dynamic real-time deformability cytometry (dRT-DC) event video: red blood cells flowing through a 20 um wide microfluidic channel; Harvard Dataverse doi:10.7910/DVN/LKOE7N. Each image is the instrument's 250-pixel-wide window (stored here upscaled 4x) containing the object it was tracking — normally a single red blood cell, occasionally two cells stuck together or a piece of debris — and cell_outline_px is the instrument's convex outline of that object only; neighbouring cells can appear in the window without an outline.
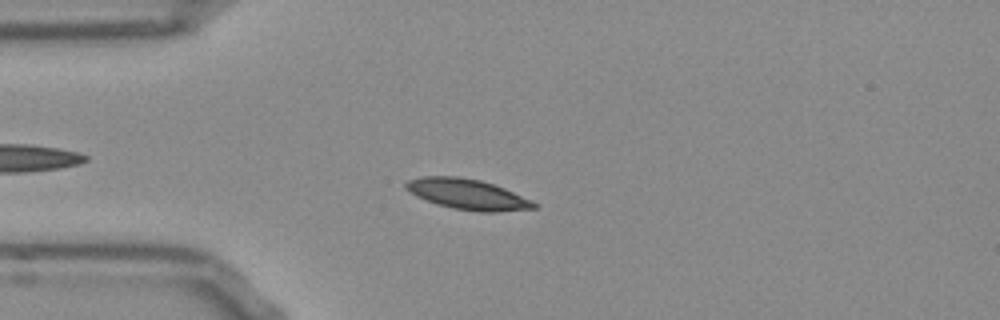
{"species": "Egyptian fruit bat (a non-hibernating species)", "species_latin": "Rousettus aegyptiacus", "temperature_condition": "room temperature", "stored_images_in_passage": 52, "camera_frame_rate_fps": 3000, "um_per_image_px": 0.085, "frame": {"image": 1, "passage_image": 13, "time_ms": 4.0, "image_size_px": [1000, 320], "cell_outline_px": [[536, 208], [496, 212], [480, 212], [452, 208], [436, 204], [416, 196], [404, 188], [404, 184], [408, 180], [424, 176], [456, 176], [480, 180], [504, 188], [532, 200], [536, 204]], "centroid_in_image_um": [39.71, 16.51], "position_along_channel_um": 45.3, "area_um2": 22.66}}
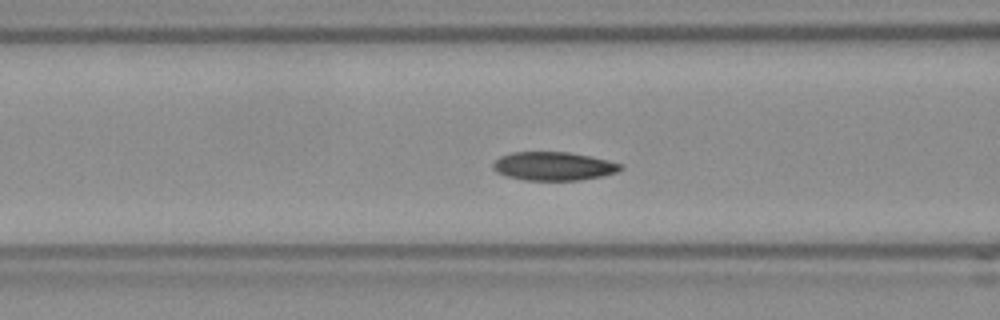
{"frame": {"image": 2, "passage_image": 20, "time_ms": 6.333, "image_size_px": [1000, 320], "cell_outline_px": [[624, 168], [616, 172], [600, 176], [580, 180], [524, 180], [508, 176], [496, 172], [492, 168], [492, 164], [500, 156], [512, 152], [568, 152], [608, 160], [624, 164]], "centroid_in_image_um": [47.05, 14.12], "position_along_channel_um": 119.6, "area_um2": 21.15}}
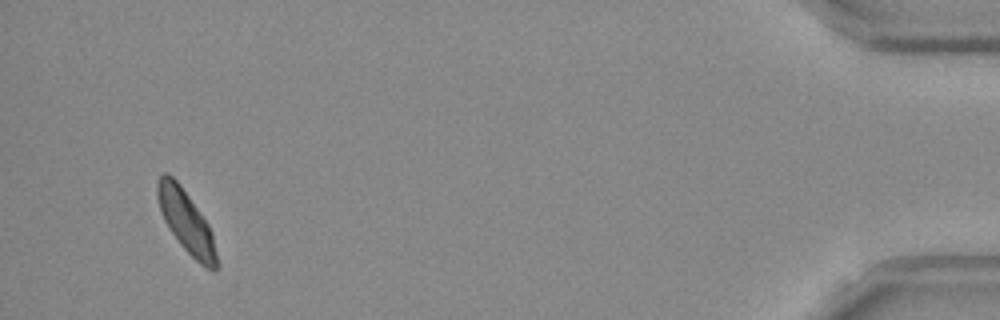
{"frame": {"image": 3, "passage_image": 50, "time_ms": 16.333, "image_size_px": [1000, 320], "cell_outline_px": [[216, 272], [212, 272], [200, 264], [180, 244], [168, 228], [160, 212], [156, 192], [156, 180], [164, 172], [168, 172], [180, 184], [208, 224], [212, 232], [216, 252]], "centroid_in_image_um": [15.79, 18.81], "position_along_channel_um": 419.4, "area_um2": 21.39}, "authors_computed_cell_mechanics": {"area_um2": 21.1548, "velocity_mm_per_s": 3.81, "shape_relaxation_time_tau1_ms": 3.1207, "shape_relaxation_time_tau2_ms": 3.7725, "deformation_change_tau1": 0.1014, "deformation_change_tau2": 0.0567}}